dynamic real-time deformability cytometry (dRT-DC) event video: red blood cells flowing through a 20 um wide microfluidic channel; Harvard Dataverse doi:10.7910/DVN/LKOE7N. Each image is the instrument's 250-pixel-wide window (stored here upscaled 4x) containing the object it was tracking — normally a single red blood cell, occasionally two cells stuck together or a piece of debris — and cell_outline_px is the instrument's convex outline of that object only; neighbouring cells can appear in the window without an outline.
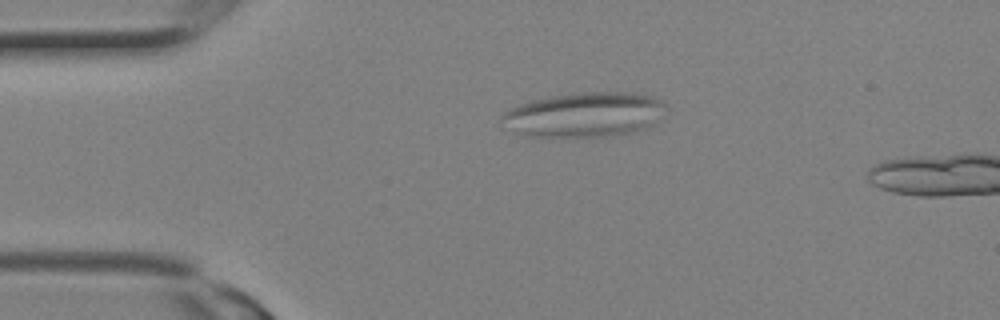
{"species": "Egyptian fruit bat (a non-hibernating species)", "species_latin": "Rousettus aegyptiacus", "temperature_condition": "room temperature", "stored_images_in_passage": 3, "camera_frame_rate_fps": 3000, "um_per_image_px": 0.085, "animal": {"sex": "female"}, "frame": {"image": 1, "passage_image": 2, "time_ms": 0.333, "image_size_px": [1000, 320], "cell_outline_px": [[664, 104], [652, 124], [644, 128], [628, 132], [608, 136], [528, 136], [520, 132], [500, 120], [504, 112], [520, 104], [532, 100], [552, 96], [584, 92], [624, 92], [652, 96], [660, 100]], "centroid_in_image_um": [49.65, 9.73], "position_along_channel_um": 35.4, "area_um2": 41.33}}